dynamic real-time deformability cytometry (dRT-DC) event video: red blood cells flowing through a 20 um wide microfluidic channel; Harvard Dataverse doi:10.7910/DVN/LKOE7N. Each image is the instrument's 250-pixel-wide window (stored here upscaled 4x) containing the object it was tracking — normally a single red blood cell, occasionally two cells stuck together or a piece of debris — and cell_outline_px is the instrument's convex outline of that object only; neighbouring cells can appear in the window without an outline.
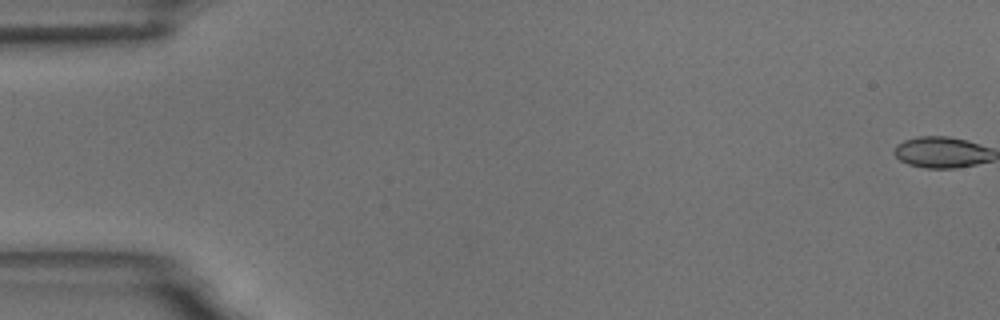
{"species": "common noctule bat (a hibernating species)", "species_latin": "Nyctalus noctula", "temperature_condition": "room temperature", "stored_images_in_passage": 51, "camera_frame_rate_fps": 3000, "um_per_image_px": 0.085, "animal": {"sex": "male", "body_mass_g": 18.8}, "frame": {"image": 1, "passage_image": 1, "time_ms": 0.0, "image_size_px": [1000, 320], "cell_outline_px": [[984, 160], [968, 164], [916, 164], [908, 160], [912, 140], [960, 140], [984, 148]], "centroid_in_image_um": [80.31, 12.95], "position_along_channel_um": 4.7, "area_um2": 11.85}}
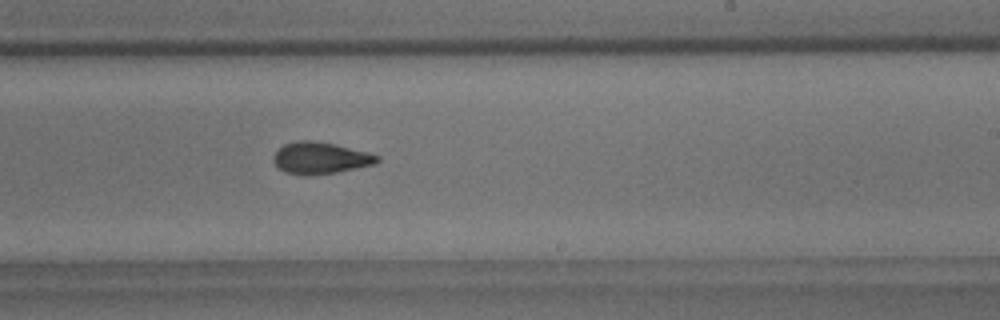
{"frame": {"image": 2, "passage_image": 35, "time_ms": 11.333, "image_size_px": [1000, 320], "cell_outline_px": [[376, 160], [360, 164], [340, 168], [316, 172], [300, 172], [284, 168], [276, 160], [276, 156], [284, 148], [292, 144], [324, 144], [372, 156]], "centroid_in_image_um": [27.11, 13.42], "position_along_channel_um": 261.9, "area_um2": 14.1}}
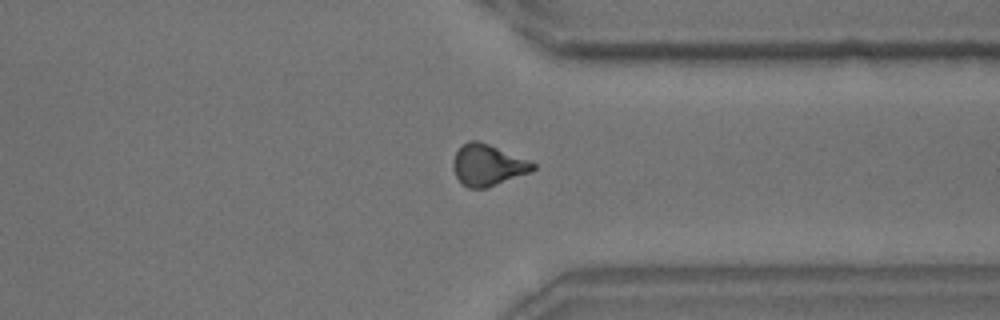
{"frame": {"image": 3, "passage_image": 44, "time_ms": 14.333, "image_size_px": [1000, 320], "cell_outline_px": [[532, 168], [524, 172], [488, 184], [468, 184], [460, 180], [456, 172], [456, 156], [460, 148], [468, 144], [480, 144], [492, 148], [532, 164]], "centroid_in_image_um": [41.39, 14.01], "position_along_channel_um": 370.0, "area_um2": 15.26}, "authors_computed_cell_mechanics": {"area_um2": 14.3344, "velocity_mm_per_s": 3.648, "shape_relaxation_time_tau1_ms": null, "shape_relaxation_time_tau2_ms": 6.299, "deformation_change_tau1": null, "deformation_change_tau2": 0.1148}}